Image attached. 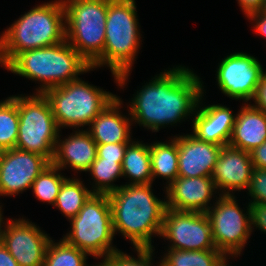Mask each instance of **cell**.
Returning <instances> with one entry per match:
<instances>
[{
	"label": "cell",
	"mask_w": 266,
	"mask_h": 266,
	"mask_svg": "<svg viewBox=\"0 0 266 266\" xmlns=\"http://www.w3.org/2000/svg\"><path fill=\"white\" fill-rule=\"evenodd\" d=\"M122 172L130 181L126 185L153 183L150 144L133 140L126 148Z\"/></svg>",
	"instance_id": "7402d4cb"
},
{
	"label": "cell",
	"mask_w": 266,
	"mask_h": 266,
	"mask_svg": "<svg viewBox=\"0 0 266 266\" xmlns=\"http://www.w3.org/2000/svg\"><path fill=\"white\" fill-rule=\"evenodd\" d=\"M245 14V17L257 13L262 10L264 0H236Z\"/></svg>",
	"instance_id": "8d00e7d4"
},
{
	"label": "cell",
	"mask_w": 266,
	"mask_h": 266,
	"mask_svg": "<svg viewBox=\"0 0 266 266\" xmlns=\"http://www.w3.org/2000/svg\"><path fill=\"white\" fill-rule=\"evenodd\" d=\"M251 218V234L253 229L266 233V203H249ZM255 227V228H254Z\"/></svg>",
	"instance_id": "d6a6232c"
},
{
	"label": "cell",
	"mask_w": 266,
	"mask_h": 266,
	"mask_svg": "<svg viewBox=\"0 0 266 266\" xmlns=\"http://www.w3.org/2000/svg\"><path fill=\"white\" fill-rule=\"evenodd\" d=\"M162 256L163 266H217L225 255L217 249L176 250L168 248Z\"/></svg>",
	"instance_id": "484cf974"
},
{
	"label": "cell",
	"mask_w": 266,
	"mask_h": 266,
	"mask_svg": "<svg viewBox=\"0 0 266 266\" xmlns=\"http://www.w3.org/2000/svg\"><path fill=\"white\" fill-rule=\"evenodd\" d=\"M88 172L93 179L90 189L93 194L109 195L120 187L114 182L119 180V177L123 178L122 164L105 158H96Z\"/></svg>",
	"instance_id": "d4e9b609"
},
{
	"label": "cell",
	"mask_w": 266,
	"mask_h": 266,
	"mask_svg": "<svg viewBox=\"0 0 266 266\" xmlns=\"http://www.w3.org/2000/svg\"><path fill=\"white\" fill-rule=\"evenodd\" d=\"M49 100L58 128L81 129L90 123L117 95L85 82L72 80L44 92Z\"/></svg>",
	"instance_id": "8992f818"
},
{
	"label": "cell",
	"mask_w": 266,
	"mask_h": 266,
	"mask_svg": "<svg viewBox=\"0 0 266 266\" xmlns=\"http://www.w3.org/2000/svg\"><path fill=\"white\" fill-rule=\"evenodd\" d=\"M51 162L44 156L12 148L0 158V197L16 196L31 189L32 183Z\"/></svg>",
	"instance_id": "5bb4252c"
},
{
	"label": "cell",
	"mask_w": 266,
	"mask_h": 266,
	"mask_svg": "<svg viewBox=\"0 0 266 266\" xmlns=\"http://www.w3.org/2000/svg\"><path fill=\"white\" fill-rule=\"evenodd\" d=\"M28 220L23 217L5 219L1 243L19 266H43L45 252L52 238Z\"/></svg>",
	"instance_id": "4fadbf2b"
},
{
	"label": "cell",
	"mask_w": 266,
	"mask_h": 266,
	"mask_svg": "<svg viewBox=\"0 0 266 266\" xmlns=\"http://www.w3.org/2000/svg\"><path fill=\"white\" fill-rule=\"evenodd\" d=\"M204 87L203 85V93L200 96L193 119H191L192 133L201 141L226 146L231 137L236 114H233L234 111L222 104H209L208 106L205 104L202 107V101L205 99L203 94L206 91Z\"/></svg>",
	"instance_id": "e0dca14e"
},
{
	"label": "cell",
	"mask_w": 266,
	"mask_h": 266,
	"mask_svg": "<svg viewBox=\"0 0 266 266\" xmlns=\"http://www.w3.org/2000/svg\"><path fill=\"white\" fill-rule=\"evenodd\" d=\"M170 139L166 143L162 141L150 143L153 181L157 177L165 179L167 182L164 189L178 177L177 136Z\"/></svg>",
	"instance_id": "603a6c76"
},
{
	"label": "cell",
	"mask_w": 266,
	"mask_h": 266,
	"mask_svg": "<svg viewBox=\"0 0 266 266\" xmlns=\"http://www.w3.org/2000/svg\"><path fill=\"white\" fill-rule=\"evenodd\" d=\"M2 152H3V150L0 148V158H1Z\"/></svg>",
	"instance_id": "b9f144b4"
},
{
	"label": "cell",
	"mask_w": 266,
	"mask_h": 266,
	"mask_svg": "<svg viewBox=\"0 0 266 266\" xmlns=\"http://www.w3.org/2000/svg\"><path fill=\"white\" fill-rule=\"evenodd\" d=\"M17 76L32 80L40 87L35 93L78 79L80 74L96 70L66 41L18 54L6 67ZM41 82V83H40Z\"/></svg>",
	"instance_id": "5b68a950"
},
{
	"label": "cell",
	"mask_w": 266,
	"mask_h": 266,
	"mask_svg": "<svg viewBox=\"0 0 266 266\" xmlns=\"http://www.w3.org/2000/svg\"><path fill=\"white\" fill-rule=\"evenodd\" d=\"M0 266H19L2 243L0 244Z\"/></svg>",
	"instance_id": "74e56055"
},
{
	"label": "cell",
	"mask_w": 266,
	"mask_h": 266,
	"mask_svg": "<svg viewBox=\"0 0 266 266\" xmlns=\"http://www.w3.org/2000/svg\"><path fill=\"white\" fill-rule=\"evenodd\" d=\"M236 198L235 195L216 196L213 206L206 212L217 250L232 256L231 259L242 254V249L251 238L250 204L246 203L247 211L243 210Z\"/></svg>",
	"instance_id": "30bf717a"
},
{
	"label": "cell",
	"mask_w": 266,
	"mask_h": 266,
	"mask_svg": "<svg viewBox=\"0 0 266 266\" xmlns=\"http://www.w3.org/2000/svg\"><path fill=\"white\" fill-rule=\"evenodd\" d=\"M247 191L249 203H266V169L254 168Z\"/></svg>",
	"instance_id": "4dcf8cb0"
},
{
	"label": "cell",
	"mask_w": 266,
	"mask_h": 266,
	"mask_svg": "<svg viewBox=\"0 0 266 266\" xmlns=\"http://www.w3.org/2000/svg\"><path fill=\"white\" fill-rule=\"evenodd\" d=\"M123 100L120 96L111 101L86 129L96 144L131 143L132 126L130 114L121 112Z\"/></svg>",
	"instance_id": "ffe728a7"
},
{
	"label": "cell",
	"mask_w": 266,
	"mask_h": 266,
	"mask_svg": "<svg viewBox=\"0 0 266 266\" xmlns=\"http://www.w3.org/2000/svg\"><path fill=\"white\" fill-rule=\"evenodd\" d=\"M229 257V258H228ZM231 256H228V255H225L221 260L220 262L217 264V266H231L229 265V261L228 259H230Z\"/></svg>",
	"instance_id": "ab89813d"
},
{
	"label": "cell",
	"mask_w": 266,
	"mask_h": 266,
	"mask_svg": "<svg viewBox=\"0 0 266 266\" xmlns=\"http://www.w3.org/2000/svg\"><path fill=\"white\" fill-rule=\"evenodd\" d=\"M137 251V258L132 255L124 253L122 250H116L105 259L98 262L97 266H163L162 261L153 263L154 248H133ZM153 260V261H152Z\"/></svg>",
	"instance_id": "f546056e"
},
{
	"label": "cell",
	"mask_w": 266,
	"mask_h": 266,
	"mask_svg": "<svg viewBox=\"0 0 266 266\" xmlns=\"http://www.w3.org/2000/svg\"><path fill=\"white\" fill-rule=\"evenodd\" d=\"M65 39L63 0L37 4L0 34V66L5 68L22 52L53 46Z\"/></svg>",
	"instance_id": "3957f363"
},
{
	"label": "cell",
	"mask_w": 266,
	"mask_h": 266,
	"mask_svg": "<svg viewBox=\"0 0 266 266\" xmlns=\"http://www.w3.org/2000/svg\"><path fill=\"white\" fill-rule=\"evenodd\" d=\"M248 19L250 22L253 21L254 33L261 35V38H266V13L259 11L250 15Z\"/></svg>",
	"instance_id": "d590c367"
},
{
	"label": "cell",
	"mask_w": 266,
	"mask_h": 266,
	"mask_svg": "<svg viewBox=\"0 0 266 266\" xmlns=\"http://www.w3.org/2000/svg\"><path fill=\"white\" fill-rule=\"evenodd\" d=\"M135 0H111L107 8L103 54L92 68L108 67L119 88L129 82L142 42Z\"/></svg>",
	"instance_id": "277c9868"
},
{
	"label": "cell",
	"mask_w": 266,
	"mask_h": 266,
	"mask_svg": "<svg viewBox=\"0 0 266 266\" xmlns=\"http://www.w3.org/2000/svg\"><path fill=\"white\" fill-rule=\"evenodd\" d=\"M252 101H254L252 106L266 113V71H264Z\"/></svg>",
	"instance_id": "836d02e7"
},
{
	"label": "cell",
	"mask_w": 266,
	"mask_h": 266,
	"mask_svg": "<svg viewBox=\"0 0 266 266\" xmlns=\"http://www.w3.org/2000/svg\"><path fill=\"white\" fill-rule=\"evenodd\" d=\"M242 105L236 113L228 145L250 153L266 141V113L250 103Z\"/></svg>",
	"instance_id": "44dd1931"
},
{
	"label": "cell",
	"mask_w": 266,
	"mask_h": 266,
	"mask_svg": "<svg viewBox=\"0 0 266 266\" xmlns=\"http://www.w3.org/2000/svg\"><path fill=\"white\" fill-rule=\"evenodd\" d=\"M201 78L184 65L164 70L137 90L128 111L132 122L158 132L193 118L201 94Z\"/></svg>",
	"instance_id": "6da1fadb"
},
{
	"label": "cell",
	"mask_w": 266,
	"mask_h": 266,
	"mask_svg": "<svg viewBox=\"0 0 266 266\" xmlns=\"http://www.w3.org/2000/svg\"><path fill=\"white\" fill-rule=\"evenodd\" d=\"M261 11L266 13V0H264L263 7H262Z\"/></svg>",
	"instance_id": "60d3db41"
},
{
	"label": "cell",
	"mask_w": 266,
	"mask_h": 266,
	"mask_svg": "<svg viewBox=\"0 0 266 266\" xmlns=\"http://www.w3.org/2000/svg\"><path fill=\"white\" fill-rule=\"evenodd\" d=\"M72 131L63 139L59 132L51 163L63 171L70 168L75 173H87L97 157V144L86 129Z\"/></svg>",
	"instance_id": "d6986e66"
},
{
	"label": "cell",
	"mask_w": 266,
	"mask_h": 266,
	"mask_svg": "<svg viewBox=\"0 0 266 266\" xmlns=\"http://www.w3.org/2000/svg\"><path fill=\"white\" fill-rule=\"evenodd\" d=\"M161 237L170 242L168 248L176 250L217 249L206 213L166 208Z\"/></svg>",
	"instance_id": "7c38bea8"
},
{
	"label": "cell",
	"mask_w": 266,
	"mask_h": 266,
	"mask_svg": "<svg viewBox=\"0 0 266 266\" xmlns=\"http://www.w3.org/2000/svg\"><path fill=\"white\" fill-rule=\"evenodd\" d=\"M253 170L249 152L223 146L211 175L218 195H234L236 191L248 190Z\"/></svg>",
	"instance_id": "9a60e30c"
},
{
	"label": "cell",
	"mask_w": 266,
	"mask_h": 266,
	"mask_svg": "<svg viewBox=\"0 0 266 266\" xmlns=\"http://www.w3.org/2000/svg\"><path fill=\"white\" fill-rule=\"evenodd\" d=\"M254 168L266 169V141L250 152Z\"/></svg>",
	"instance_id": "e575fe53"
},
{
	"label": "cell",
	"mask_w": 266,
	"mask_h": 266,
	"mask_svg": "<svg viewBox=\"0 0 266 266\" xmlns=\"http://www.w3.org/2000/svg\"><path fill=\"white\" fill-rule=\"evenodd\" d=\"M61 169L50 163L34 180L31 189L35 198L47 204L55 205L62 183L68 178Z\"/></svg>",
	"instance_id": "f1b7e54d"
},
{
	"label": "cell",
	"mask_w": 266,
	"mask_h": 266,
	"mask_svg": "<svg viewBox=\"0 0 266 266\" xmlns=\"http://www.w3.org/2000/svg\"><path fill=\"white\" fill-rule=\"evenodd\" d=\"M1 204V203H0ZM3 214V209H2V205H0V244H1V240H2V231H3V226H4V215Z\"/></svg>",
	"instance_id": "f35d334b"
},
{
	"label": "cell",
	"mask_w": 266,
	"mask_h": 266,
	"mask_svg": "<svg viewBox=\"0 0 266 266\" xmlns=\"http://www.w3.org/2000/svg\"><path fill=\"white\" fill-rule=\"evenodd\" d=\"M69 222L71 230L63 235L69 245L102 260L119 250L112 245L115 235L107 194H92Z\"/></svg>",
	"instance_id": "52a82bcc"
},
{
	"label": "cell",
	"mask_w": 266,
	"mask_h": 266,
	"mask_svg": "<svg viewBox=\"0 0 266 266\" xmlns=\"http://www.w3.org/2000/svg\"><path fill=\"white\" fill-rule=\"evenodd\" d=\"M178 135V176L211 177L223 146L201 141L192 133Z\"/></svg>",
	"instance_id": "ac0fdd59"
},
{
	"label": "cell",
	"mask_w": 266,
	"mask_h": 266,
	"mask_svg": "<svg viewBox=\"0 0 266 266\" xmlns=\"http://www.w3.org/2000/svg\"><path fill=\"white\" fill-rule=\"evenodd\" d=\"M111 0H63L66 41L92 65L105 44L107 8Z\"/></svg>",
	"instance_id": "ba28073f"
},
{
	"label": "cell",
	"mask_w": 266,
	"mask_h": 266,
	"mask_svg": "<svg viewBox=\"0 0 266 266\" xmlns=\"http://www.w3.org/2000/svg\"><path fill=\"white\" fill-rule=\"evenodd\" d=\"M219 90L232 100L251 103L264 74L260 61L253 55L235 52L222 58L216 68Z\"/></svg>",
	"instance_id": "8fae6325"
},
{
	"label": "cell",
	"mask_w": 266,
	"mask_h": 266,
	"mask_svg": "<svg viewBox=\"0 0 266 266\" xmlns=\"http://www.w3.org/2000/svg\"><path fill=\"white\" fill-rule=\"evenodd\" d=\"M92 194V191L84 185L80 178H67L62 183L54 207L70 221L78 214Z\"/></svg>",
	"instance_id": "cb8c5ba5"
},
{
	"label": "cell",
	"mask_w": 266,
	"mask_h": 266,
	"mask_svg": "<svg viewBox=\"0 0 266 266\" xmlns=\"http://www.w3.org/2000/svg\"><path fill=\"white\" fill-rule=\"evenodd\" d=\"M152 185L122 184L108 195L114 235L121 233L134 248H154L152 238L161 236L166 199L156 197Z\"/></svg>",
	"instance_id": "7a4b0ae2"
},
{
	"label": "cell",
	"mask_w": 266,
	"mask_h": 266,
	"mask_svg": "<svg viewBox=\"0 0 266 266\" xmlns=\"http://www.w3.org/2000/svg\"><path fill=\"white\" fill-rule=\"evenodd\" d=\"M87 256V253L69 245L63 238L59 242L51 239L45 252L43 266H90L87 264Z\"/></svg>",
	"instance_id": "83f0119b"
},
{
	"label": "cell",
	"mask_w": 266,
	"mask_h": 266,
	"mask_svg": "<svg viewBox=\"0 0 266 266\" xmlns=\"http://www.w3.org/2000/svg\"><path fill=\"white\" fill-rule=\"evenodd\" d=\"M18 128V95H12L0 101V148L3 151L16 147Z\"/></svg>",
	"instance_id": "4316f807"
},
{
	"label": "cell",
	"mask_w": 266,
	"mask_h": 266,
	"mask_svg": "<svg viewBox=\"0 0 266 266\" xmlns=\"http://www.w3.org/2000/svg\"><path fill=\"white\" fill-rule=\"evenodd\" d=\"M163 191L166 206L176 211L206 213L213 205L217 189L211 177H181L178 176Z\"/></svg>",
	"instance_id": "2e32d148"
},
{
	"label": "cell",
	"mask_w": 266,
	"mask_h": 266,
	"mask_svg": "<svg viewBox=\"0 0 266 266\" xmlns=\"http://www.w3.org/2000/svg\"><path fill=\"white\" fill-rule=\"evenodd\" d=\"M129 144L130 143L97 144L96 158L116 160V162L122 164L126 148Z\"/></svg>",
	"instance_id": "1f68e13d"
},
{
	"label": "cell",
	"mask_w": 266,
	"mask_h": 266,
	"mask_svg": "<svg viewBox=\"0 0 266 266\" xmlns=\"http://www.w3.org/2000/svg\"><path fill=\"white\" fill-rule=\"evenodd\" d=\"M19 128L16 148L40 154L50 162L60 129L44 93L18 94Z\"/></svg>",
	"instance_id": "9c48e42d"
}]
</instances>
